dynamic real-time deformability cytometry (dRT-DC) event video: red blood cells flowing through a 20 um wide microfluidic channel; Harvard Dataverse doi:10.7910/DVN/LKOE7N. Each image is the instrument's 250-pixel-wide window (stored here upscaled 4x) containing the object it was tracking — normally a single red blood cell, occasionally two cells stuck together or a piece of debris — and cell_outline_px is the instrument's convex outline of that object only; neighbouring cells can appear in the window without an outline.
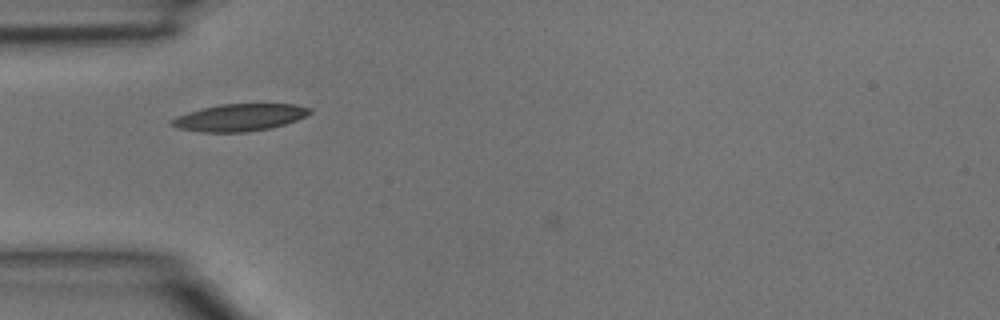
{"species": "common noctule bat (a hibernating species)", "species_latin": "Nyctalus noctula", "temperature_condition": "room temperature", "stored_images_in_passage": 4, "camera_frame_rate_fps": 3000, "um_per_image_px": 0.085, "animal": {"sex": "male", "body_mass_g": 15.6}, "frame": {"image": 1, "passage_image": 3, "time_ms": 0.667, "image_size_px": [1000, 320], "cell_outline_px": [[312, 112], [296, 120], [284, 124], [268, 128], [244, 132], [200, 132], [176, 128], [168, 124], [168, 120], [176, 116], [200, 108], [220, 104], [296, 104], [312, 108]], "centroid_in_image_um": [20.29, 9.98], "position_along_channel_um": 64.7, "area_um2": 21.96}}